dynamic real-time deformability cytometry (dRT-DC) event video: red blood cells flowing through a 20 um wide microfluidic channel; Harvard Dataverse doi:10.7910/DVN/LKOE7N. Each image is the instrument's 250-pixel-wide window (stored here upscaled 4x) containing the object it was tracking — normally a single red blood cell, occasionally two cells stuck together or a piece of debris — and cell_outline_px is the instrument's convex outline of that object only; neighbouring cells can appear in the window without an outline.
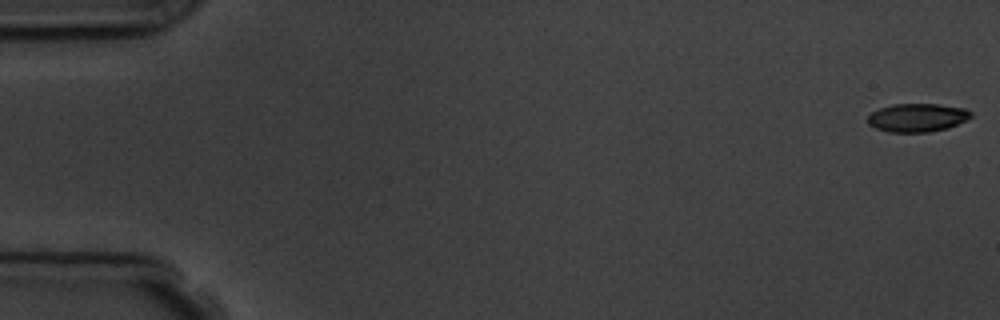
{"species": "common noctule bat (a hibernating species)", "species_latin": "Nyctalus noctula", "temperature_condition": "room temperature", "stored_images_in_passage": 9, "camera_frame_rate_fps": 3000, "um_per_image_px": 0.085, "animal": {"sex": "male", "body_mass_g": 19.5, "forearm_length_mm": 54.6}, "frame": {"image": 1, "passage_image": 1, "time_ms": 0.0, "image_size_px": [1000, 320], "cell_outline_px": [[972, 116], [948, 128], [928, 132], [888, 132], [876, 128], [868, 124], [868, 116], [872, 112], [880, 108], [892, 104], [936, 104], [964, 108], [972, 112]], "centroid_in_image_um": [77.95, 10.0], "position_along_channel_um": 7.1, "area_um2": 16.94}}